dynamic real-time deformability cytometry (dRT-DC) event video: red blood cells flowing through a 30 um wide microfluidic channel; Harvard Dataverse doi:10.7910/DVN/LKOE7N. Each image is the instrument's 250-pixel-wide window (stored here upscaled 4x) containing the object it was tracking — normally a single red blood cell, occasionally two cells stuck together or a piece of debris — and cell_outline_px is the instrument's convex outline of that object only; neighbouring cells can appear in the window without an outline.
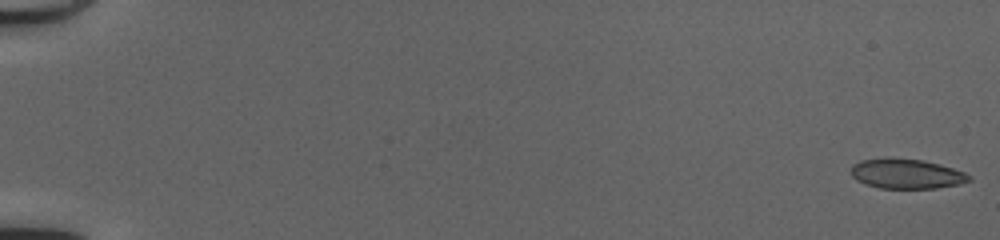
{"species": "common noctule bat (a hibernating species)", "species_latin": "Nyctalus noctula", "temperature_condition": "cold", "stored_images_in_passage": 8, "camera_frame_rate_fps": 3000, "um_per_image_px": 0.085, "animal": {"sex": "female", "body_mass_g": 20.0, "forearm_length_mm": 54.0}, "frame": {"image": 1, "passage_image": 1, "time_ms": 0.0, "image_size_px": [1000, 240], "cell_outline_px": [[972, 180], [960, 184], [936, 188], [880, 188], [864, 184], [856, 180], [852, 176], [852, 164], [860, 160], [884, 156], [924, 160], [940, 164], [964, 172], [972, 176]], "centroid_in_image_um": [77.03, 14.75], "position_along_channel_um": 8.0, "area_um2": 20.92}}